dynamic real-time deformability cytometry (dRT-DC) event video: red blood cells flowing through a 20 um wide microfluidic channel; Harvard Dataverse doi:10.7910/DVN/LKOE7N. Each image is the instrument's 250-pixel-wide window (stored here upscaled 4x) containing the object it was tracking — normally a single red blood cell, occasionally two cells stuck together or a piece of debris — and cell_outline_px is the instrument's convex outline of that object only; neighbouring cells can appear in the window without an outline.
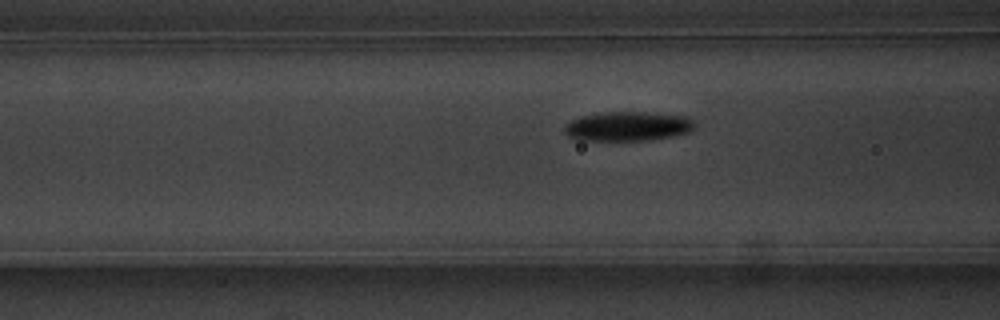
{"species": "common noctule bat (a hibernating species)", "species_latin": "Nyctalus noctula", "temperature_condition": "warm", "stored_images_in_passage": 41, "camera_frame_rate_fps": 3000, "um_per_image_px": 0.085, "animal": {"sex": "male", "body_mass_g": 20.1, "forearm_length_mm": 53.5}, "frame": {"image": 1, "passage_image": 8, "time_ms": 2.333, "image_size_px": [1000, 320], "cell_outline_px": [[696, 124], [692, 132], [672, 136], [644, 140], [580, 140], [568, 136], [564, 132], [564, 124], [580, 116], [600, 112], [644, 112], [684, 116], [692, 120]], "centroid_in_image_um": [53.34, 10.73], "position_along_channel_um": 113.3, "area_um2": 22.31}}
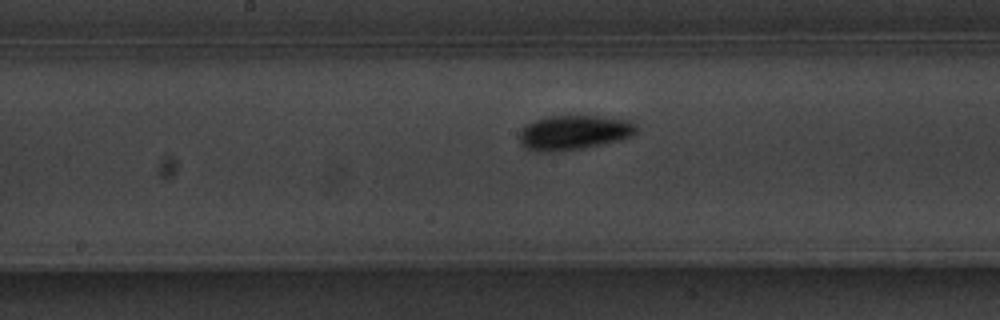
{"frame": {"image": 2, "passage_image": 15, "time_ms": 4.667, "image_size_px": [1000, 320], "cell_outline_px": [[636, 132], [632, 136], [620, 140], [604, 144], [564, 152], [532, 152], [524, 148], [520, 144], [520, 128], [524, 124], [548, 116], [600, 116], [628, 120], [636, 124]], "centroid_in_image_um": [48.73, 11.29], "position_along_channel_um": 199.5, "area_um2": 24.1}}
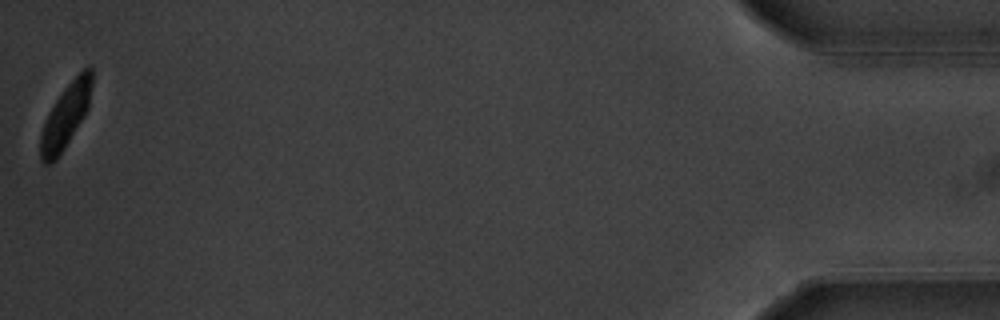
{"frame": {"image": 3, "passage_image": 41, "time_ms": 13.333, "image_size_px": [1000, 320], "cell_outline_px": [[92, 84], [88, 108], [84, 116], [64, 148], [56, 160], [48, 164], [44, 164], [40, 160], [40, 132], [48, 112], [64, 88], [88, 64], [92, 68]], "centroid_in_image_um": [5.56, 9.86], "position_along_channel_um": 429.6, "area_um2": 19.07}, "authors_computed_cell_mechanics": {"area_um2": 22.0796, "velocity_mm_per_s": 3.6942, "shape_relaxation_time_tau1_ms": 4.2121, "shape_relaxation_time_tau2_ms": 10.0902, "deformation_change_tau1": 0.176, "deformation_change_tau2": 0.1068}}